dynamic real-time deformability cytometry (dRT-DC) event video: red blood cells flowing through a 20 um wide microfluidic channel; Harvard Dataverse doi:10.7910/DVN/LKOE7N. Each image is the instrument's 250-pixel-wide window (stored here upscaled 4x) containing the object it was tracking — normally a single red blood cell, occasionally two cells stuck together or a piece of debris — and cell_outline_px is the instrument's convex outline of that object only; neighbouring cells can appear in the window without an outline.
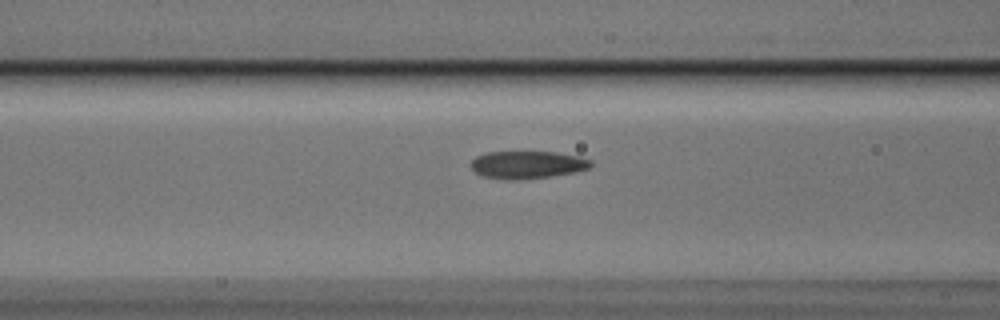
{"species": "Egyptian fruit bat (a non-hibernating species)", "species_latin": "Rousettus aegyptiacus", "temperature_condition": "cold", "stored_images_in_passage": 41, "camera_frame_rate_fps": 3000, "um_per_image_px": 0.085, "animal": {"sex": "male"}, "frame": {"image": 1, "passage_image": 14, "time_ms": 4.333, "image_size_px": [1000, 320], "cell_outline_px": [[592, 164], [588, 168], [572, 172], [552, 176], [512, 180], [504, 180], [484, 176], [476, 172], [472, 168], [472, 160], [476, 156], [488, 152], [556, 152], [576, 156], [592, 160]], "centroid_in_image_um": [44.81, 14.0], "position_along_channel_um": 121.8, "area_um2": 19.02}}
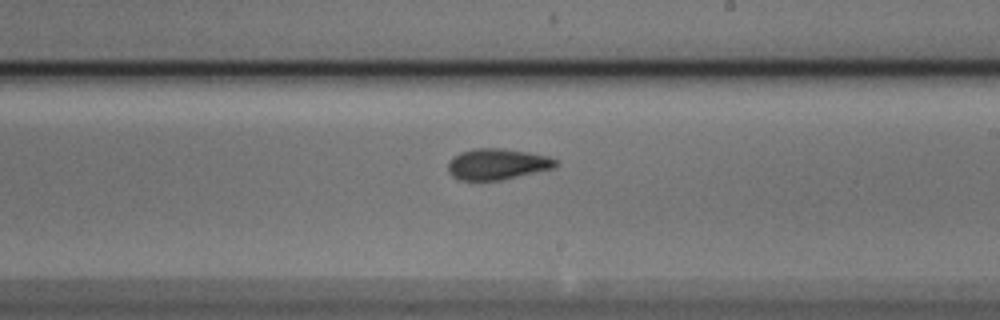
{"frame": {"image": 2, "passage_image": 24, "time_ms": 7.667, "image_size_px": [1000, 320], "cell_outline_px": [[560, 164], [556, 168], [504, 180], [460, 180], [452, 176], [448, 172], [448, 160], [452, 156], [460, 152], [472, 148], [500, 148], [528, 152], [548, 156], [556, 160]], "centroid_in_image_um": [42.28, 13.95], "position_along_channel_um": 246.7, "area_um2": 19.88}}
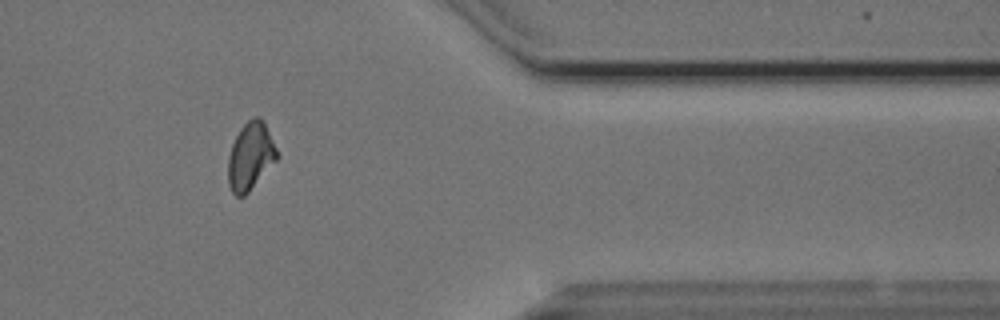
{"frame": {"image": 3, "passage_image": 37, "time_ms": 12.0, "image_size_px": [1000, 320], "cell_outline_px": [[280, 156], [248, 192], [244, 196], [236, 196], [232, 192], [228, 184], [228, 156], [232, 144], [240, 128], [252, 116], [256, 116], [264, 120]], "centroid_in_image_um": [21.29, 13.26], "position_along_channel_um": 390.1, "area_um2": 19.31}}